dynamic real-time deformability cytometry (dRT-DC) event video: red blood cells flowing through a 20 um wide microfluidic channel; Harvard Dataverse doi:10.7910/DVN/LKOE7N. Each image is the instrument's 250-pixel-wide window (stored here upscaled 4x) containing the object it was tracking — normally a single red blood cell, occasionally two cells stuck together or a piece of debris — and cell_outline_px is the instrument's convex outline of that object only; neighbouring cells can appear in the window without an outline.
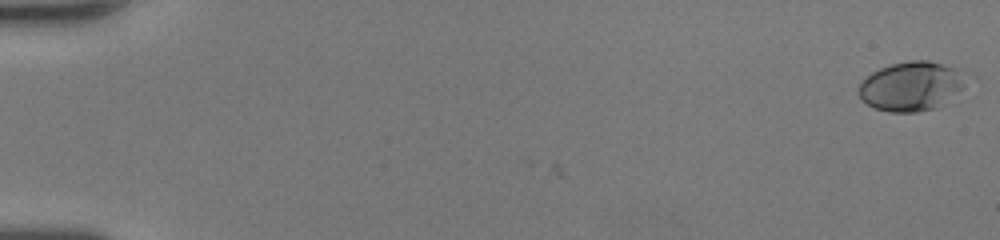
{"species": "human", "species_latin": "Homo sapiens", "temperature_condition": "room temperature", "stored_images_in_passage": 51, "camera_frame_rate_fps": 3000, "um_per_image_px": 0.085, "donor": {"sex": "female"}, "frame": {"image": 1, "passage_image": 1, "time_ms": 0.0, "image_size_px": [1000, 240], "cell_outline_px": [[980, 80], [944, 104], [936, 108], [916, 112], [892, 112], [876, 108], [860, 100], [856, 92], [860, 80], [872, 72], [880, 68], [892, 64], [912, 60], [928, 60], [976, 76]], "centroid_in_image_um": [77.62, 7.32], "position_along_channel_um": 7.4, "area_um2": 32.31}}
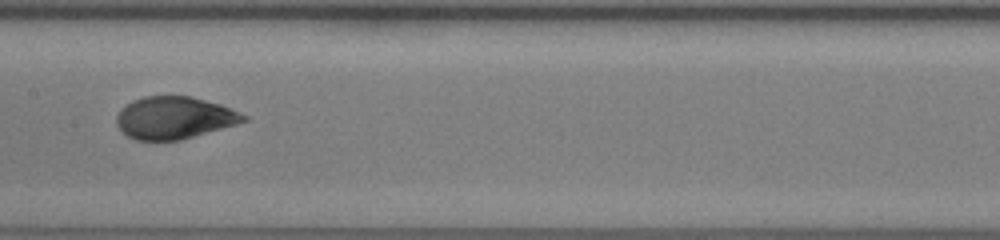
{"frame": {"image": 2, "passage_image": 28, "time_ms": 9.0, "image_size_px": [1000, 240], "cell_outline_px": [[248, 120], [236, 124], [180, 140], [136, 140], [128, 136], [116, 124], [116, 116], [132, 100], [144, 96], [192, 96], [220, 104], [240, 112], [248, 116]], "centroid_in_image_um": [14.84, 10.0], "position_along_channel_um": 192.6, "area_um2": 31.04}}
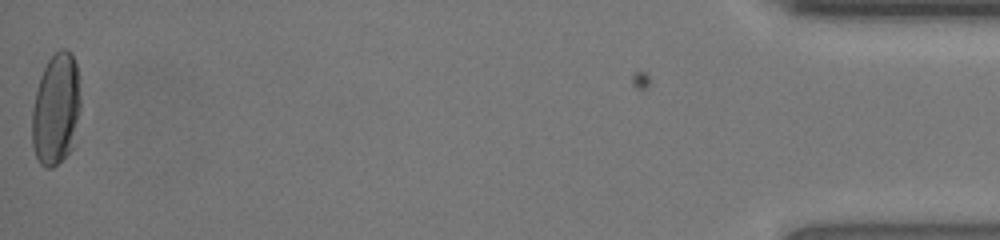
{"frame": {"image": 3, "passage_image": 51, "time_ms": 16.667, "image_size_px": [1000, 240], "cell_outline_px": [[80, 108], [72, 148], [52, 168], [44, 168], [40, 164], [36, 156], [32, 144], [32, 108], [40, 76], [48, 60], [60, 48], [64, 48], [72, 52], [80, 76]], "centroid_in_image_um": [4.77, 9.25], "position_along_channel_um": 430.4, "area_um2": 31.79}, "authors_computed_cell_mechanics": {"area_um2": 30.9808, "velocity_mm_per_s": 4.2709, "shape_relaxation_time_tau1_ms": 4.3641, "shape_relaxation_time_tau2_ms": 0.8191, "deformation_change_tau1": 0.191, "deformation_change_tau2": 0.0578}}